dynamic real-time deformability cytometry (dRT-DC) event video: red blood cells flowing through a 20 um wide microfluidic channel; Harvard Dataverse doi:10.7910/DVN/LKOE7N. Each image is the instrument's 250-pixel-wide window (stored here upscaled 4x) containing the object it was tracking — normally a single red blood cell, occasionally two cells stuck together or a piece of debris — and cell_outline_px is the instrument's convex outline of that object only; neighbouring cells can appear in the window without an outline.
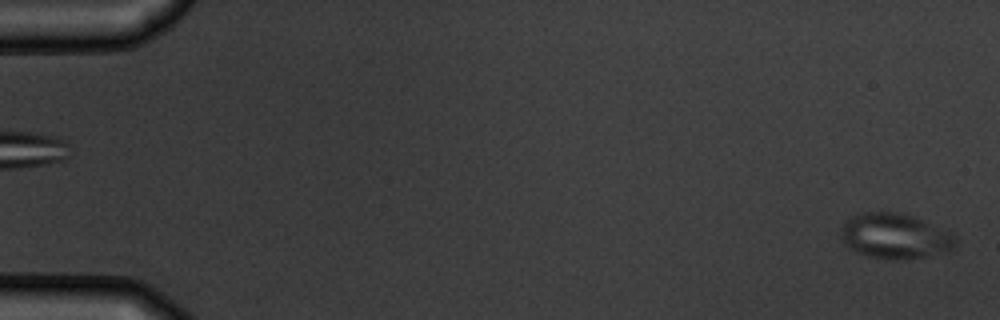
{"species": "common noctule bat (a hibernating species)", "species_latin": "Nyctalus noctula", "temperature_condition": "warm", "stored_images_in_passage": 2, "camera_frame_rate_fps": 3000, "um_per_image_px": 0.085, "animal": {"sex": "male", "body_mass_g": 19.5, "forearm_length_mm": 54.6}, "frame": {"image": 1, "passage_image": 2, "time_ms": 2.0, "image_size_px": [1000, 320], "cell_outline_px": [[956, 244], [948, 252], [900, 260], [892, 260], [872, 256], [856, 252], [848, 248], [844, 244], [840, 236], [840, 228], [852, 216], [864, 212], [900, 212], [924, 220], [952, 232], [956, 240]], "centroid_in_image_um": [76.07, 20.06], "position_along_channel_um": 8.9, "area_um2": 30.35}}